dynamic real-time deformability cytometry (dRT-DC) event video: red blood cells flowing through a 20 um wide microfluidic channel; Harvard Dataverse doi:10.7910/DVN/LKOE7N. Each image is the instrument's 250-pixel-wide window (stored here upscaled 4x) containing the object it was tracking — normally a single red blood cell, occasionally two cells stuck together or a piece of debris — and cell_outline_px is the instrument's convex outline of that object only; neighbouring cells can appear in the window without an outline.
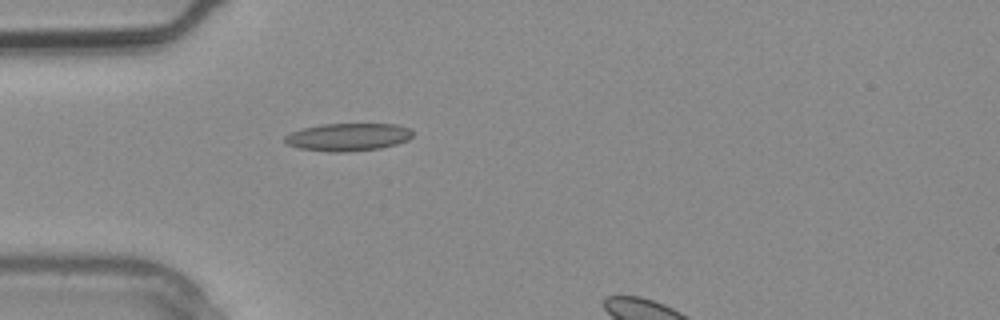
{"species": "common noctule bat (a hibernating species)", "species_latin": "Nyctalus noctula", "temperature_condition": "warm", "stored_images_in_passage": 4, "segment_of_instrument_passage": [1, 2], "camera_frame_rate_fps": 3000, "um_per_image_px": 0.085, "animal": {"sex": "male", "body_mass_g": 20.4}, "frame": {"image": 1, "passage_image": 3, "time_ms": 0.667, "image_size_px": [1000, 320], "cell_outline_px": [[412, 136], [408, 140], [396, 144], [380, 148], [344, 152], [328, 152], [300, 148], [288, 144], [284, 140], [284, 136], [300, 128], [324, 124], [396, 124], [408, 128], [412, 132]], "centroid_in_image_um": [29.57, 11.64], "position_along_channel_um": 55.4, "area_um2": 20.58}}